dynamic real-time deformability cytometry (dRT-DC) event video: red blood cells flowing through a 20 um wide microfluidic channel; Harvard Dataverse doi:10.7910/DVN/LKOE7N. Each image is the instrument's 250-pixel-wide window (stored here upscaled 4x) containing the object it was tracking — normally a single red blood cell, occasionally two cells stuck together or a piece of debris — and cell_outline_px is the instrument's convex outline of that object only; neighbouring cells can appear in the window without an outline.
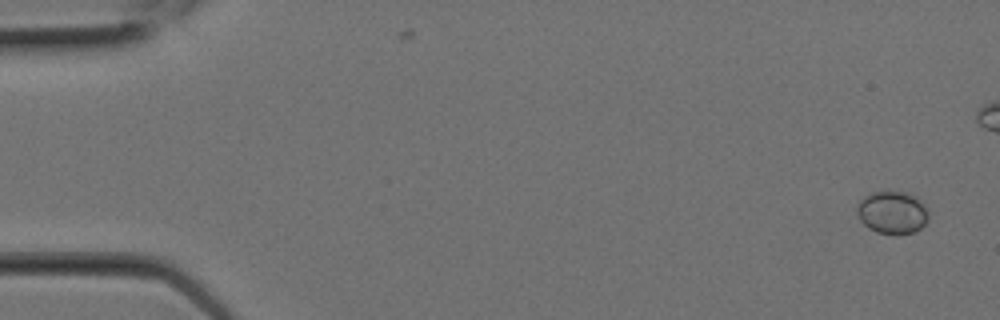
{"species": "Egyptian fruit bat (a non-hibernating species)", "species_latin": "Rousettus aegyptiacus", "temperature_condition": "room temperature", "stored_images_in_passage": 9, "segment_of_instrument_passage": [1, 2], "camera_frame_rate_fps": 3000, "um_per_image_px": 0.085, "animal": {"sex": "female"}, "frame": {"image": 1, "passage_image": 1, "time_ms": 0.0, "image_size_px": [1000, 320], "cell_outline_px": [[928, 216], [924, 224], [916, 232], [900, 236], [896, 236], [876, 232], [868, 228], [860, 220], [856, 212], [856, 208], [860, 200], [864, 196], [872, 192], [888, 188], [904, 192], [916, 196], [924, 204], [928, 212]], "centroid_in_image_um": [75.83, 18.05], "position_along_channel_um": 9.2, "area_um2": 18.55}}
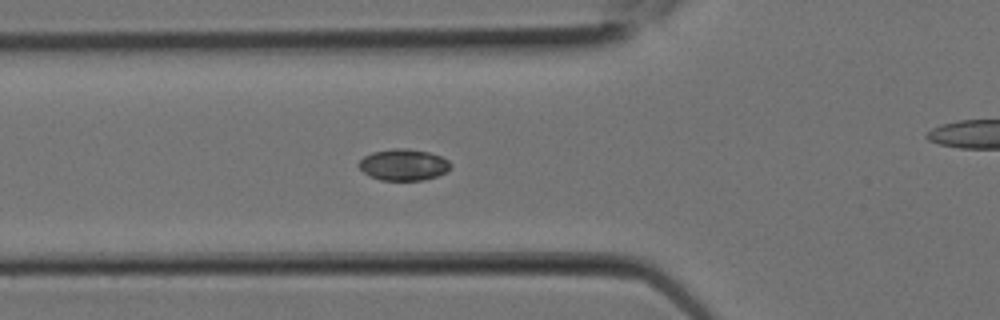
{"frame": {"image": 2, "passage_image": 8, "time_ms": 2.333, "image_size_px": [1000, 320], "cell_outline_px": [[452, 164], [444, 172], [436, 176], [424, 180], [380, 180], [364, 172], [356, 164], [364, 156], [372, 152], [392, 148], [408, 148], [428, 152], [440, 156], [448, 160]], "centroid_in_image_um": [34.27, 13.99], "position_along_channel_um": 91.5, "area_um2": 16.7}}